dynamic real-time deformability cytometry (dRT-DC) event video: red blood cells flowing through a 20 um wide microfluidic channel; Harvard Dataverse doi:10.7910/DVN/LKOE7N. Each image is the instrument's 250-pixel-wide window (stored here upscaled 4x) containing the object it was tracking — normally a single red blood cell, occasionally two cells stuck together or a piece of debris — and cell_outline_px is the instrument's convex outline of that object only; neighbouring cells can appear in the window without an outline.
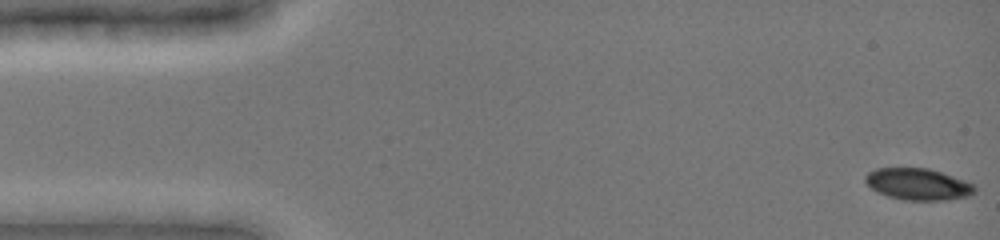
{"species": "common noctule bat (a hibernating species)", "species_latin": "Nyctalus noctula", "temperature_condition": "cold", "stored_images_in_passage": 49, "camera_frame_rate_fps": 3000, "um_per_image_px": 0.085, "animal": {"sex": "female", "body_mass_g": 19.0, "forearm_length_mm": 51.5}, "frame": {"image": 1, "passage_image": 1, "time_ms": 0.0, "image_size_px": [1000, 240], "cell_outline_px": [[976, 192], [968, 196], [944, 200], [904, 200], [888, 196], [876, 192], [864, 180], [864, 176], [868, 172], [876, 168], [928, 168], [976, 184]], "centroid_in_image_um": [78.03, 15.65], "position_along_channel_um": 7.0, "area_um2": 20.17}}
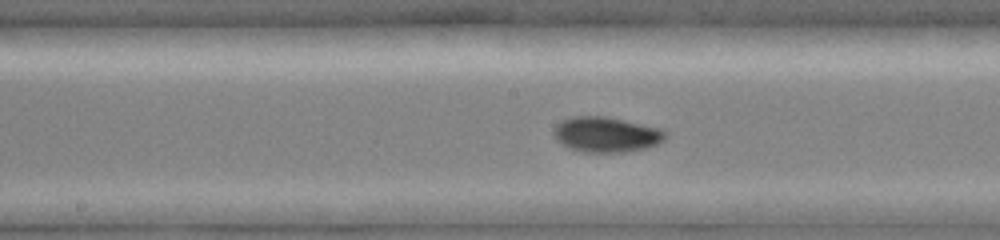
{"frame": {"image": 2, "passage_image": 25, "time_ms": 8.0, "image_size_px": [1000, 240], "cell_outline_px": [[668, 136], [664, 140], [648, 148], [624, 152], [584, 152], [568, 148], [556, 140], [552, 136], [552, 128], [560, 120], [572, 116], [608, 116], [660, 128], [668, 132]], "centroid_in_image_um": [51.5, 11.42], "position_along_channel_um": 196.7, "area_um2": 23.47}}
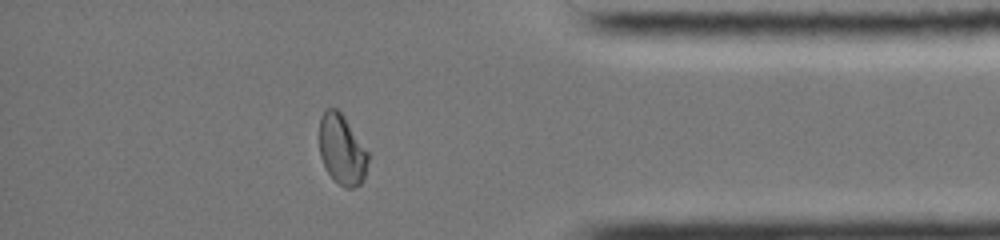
{"frame": {"image": 3, "passage_image": 42, "time_ms": 13.667, "image_size_px": [1000, 240], "cell_outline_px": [[368, 160], [364, 180], [356, 188], [344, 188], [328, 172], [320, 156], [320, 116], [324, 108], [336, 108], [344, 116], [368, 152]], "centroid_in_image_um": [29.07, 12.71], "position_along_channel_um": 406.1, "area_um2": 19.83}, "authors_computed_cell_mechanics": {"area_um2": 21.386, "velocity_mm_per_s": 3.9319, "shape_relaxation_time_tau1_ms": 3.3557, "shape_relaxation_time_tau2_ms": 5.2765, "deformation_change_tau1": 0.1258, "deformation_change_tau2": 0.0482}}